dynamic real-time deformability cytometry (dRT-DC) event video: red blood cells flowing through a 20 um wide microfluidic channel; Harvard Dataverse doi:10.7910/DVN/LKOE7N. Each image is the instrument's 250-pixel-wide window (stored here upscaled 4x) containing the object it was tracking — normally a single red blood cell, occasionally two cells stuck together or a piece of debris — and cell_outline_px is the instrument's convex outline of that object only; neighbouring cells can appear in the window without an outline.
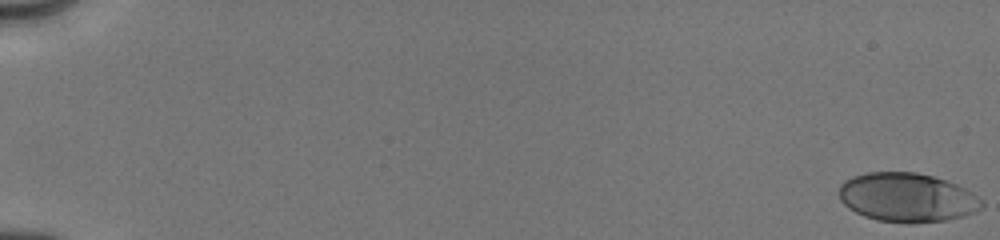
{"species": "human", "species_latin": "Homo sapiens", "temperature_condition": "cold", "stored_images_in_passage": 24, "camera_frame_rate_fps": 3000, "um_per_image_px": 0.085, "donor": {"sex": "male"}, "frame": {"image": 1, "passage_image": 1, "time_ms": 0.0, "image_size_px": [1000, 240], "cell_outline_px": [[984, 208], [976, 212], [964, 216], [948, 220], [876, 220], [864, 216], [848, 208], [840, 200], [840, 184], [844, 180], [852, 176], [868, 172], [916, 172], [932, 176], [956, 184], [972, 192], [984, 204]], "centroid_in_image_um": [77.1, 16.75], "position_along_channel_um": 7.9, "area_um2": 40.0}}
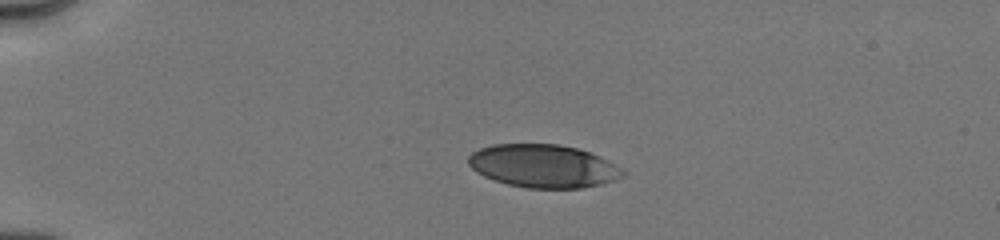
{"frame": {"image": 2, "passage_image": 18, "time_ms": 4.333, "image_size_px": [1000, 240], "cell_outline_px": [[628, 172], [624, 176], [600, 184], [584, 188], [528, 188], [508, 184], [484, 176], [476, 172], [468, 164], [468, 156], [472, 152], [480, 148], [492, 144], [560, 144], [576, 148], [600, 156], [624, 168]], "centroid_in_image_um": [46.2, 14.11], "position_along_channel_um": 38.8, "area_um2": 38.9}}